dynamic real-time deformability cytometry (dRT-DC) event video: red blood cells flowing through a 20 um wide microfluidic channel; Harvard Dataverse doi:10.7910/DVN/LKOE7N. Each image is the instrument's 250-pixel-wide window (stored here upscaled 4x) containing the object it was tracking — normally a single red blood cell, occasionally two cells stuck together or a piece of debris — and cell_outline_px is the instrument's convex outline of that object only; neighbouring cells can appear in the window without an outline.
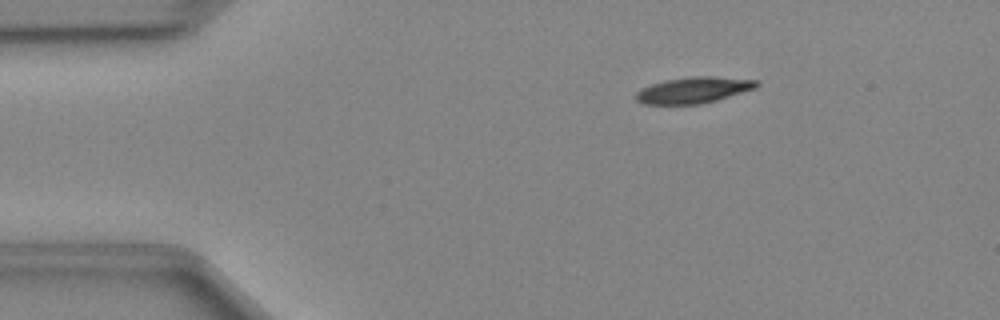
{"species": "Egyptian fruit bat (a non-hibernating species)", "species_latin": "Rousettus aegyptiacus", "temperature_condition": "cold", "stored_images_in_passage": 41, "camera_frame_rate_fps": 3000, "um_per_image_px": 0.085, "animal": {"sex": "female"}, "frame": {"image": 1, "passage_image": 1, "time_ms": 0.0, "image_size_px": [1000, 320], "cell_outline_px": [[760, 84], [756, 88], [716, 100], [700, 104], [644, 104], [636, 100], [636, 92], [652, 84], [664, 80], [692, 76], [712, 76], [760, 80]], "centroid_in_image_um": [58.99, 7.65], "position_along_channel_um": 26.0, "area_um2": 18.32}}
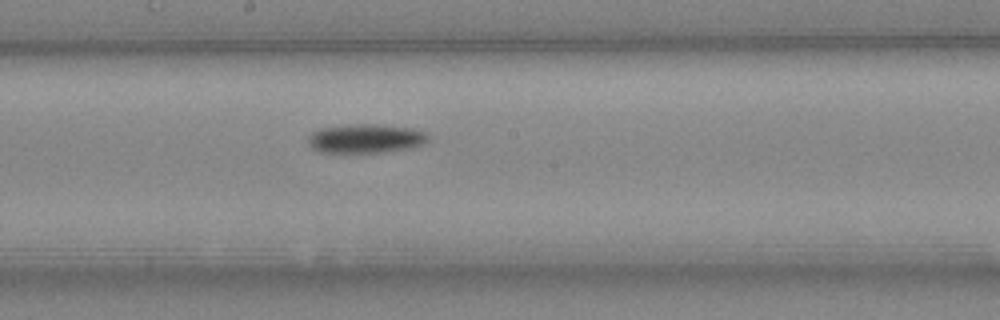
{"frame": {"image": 2, "passage_image": 19, "time_ms": 6.0, "image_size_px": [1000, 320], "cell_outline_px": [[428, 140], [424, 144], [412, 148], [384, 152], [320, 152], [312, 148], [308, 144], [308, 136], [312, 132], [320, 128], [348, 124], [376, 124], [412, 128], [428, 132]], "centroid_in_image_um": [31.1, 11.77], "position_along_channel_um": 217.1, "area_um2": 20.52}}
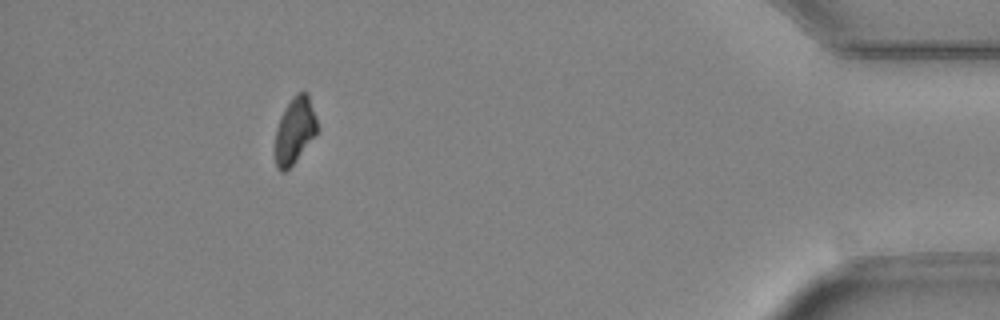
{"frame": {"image": 3, "passage_image": 37, "time_ms": 12.0, "image_size_px": [1000, 320], "cell_outline_px": [[316, 136], [296, 160], [284, 172], [280, 172], [276, 168], [276, 128], [280, 116], [284, 108], [292, 96], [296, 92], [308, 92], [316, 116]], "centroid_in_image_um": [25.05, 11.06], "position_along_channel_um": 410.1, "area_um2": 16.3}}